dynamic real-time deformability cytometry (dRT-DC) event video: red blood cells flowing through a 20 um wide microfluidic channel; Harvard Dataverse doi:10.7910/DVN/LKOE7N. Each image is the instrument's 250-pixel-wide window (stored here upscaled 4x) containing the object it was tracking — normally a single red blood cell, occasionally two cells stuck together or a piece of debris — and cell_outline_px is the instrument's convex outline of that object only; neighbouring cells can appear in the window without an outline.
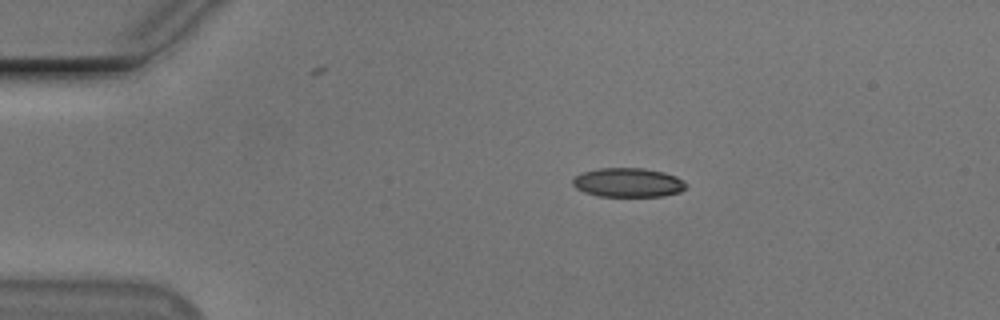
{"species": "Egyptian fruit bat (a non-hibernating species)", "species_latin": "Rousettus aegyptiacus", "temperature_condition": "cold", "stored_images_in_passage": 4, "camera_frame_rate_fps": 3000, "um_per_image_px": 0.085, "animal": {"sex": "male"}, "frame": {"image": 1, "passage_image": 1, "time_ms": 0.0, "image_size_px": [1000, 320], "cell_outline_px": [[688, 188], [680, 192], [664, 196], [596, 196], [584, 192], [576, 188], [572, 184], [572, 180], [576, 176], [584, 172], [600, 168], [644, 168], [664, 172], [676, 176], [684, 180], [688, 184]], "centroid_in_image_um": [53.44, 15.52], "position_along_channel_um": 31.6, "area_um2": 19.42}}
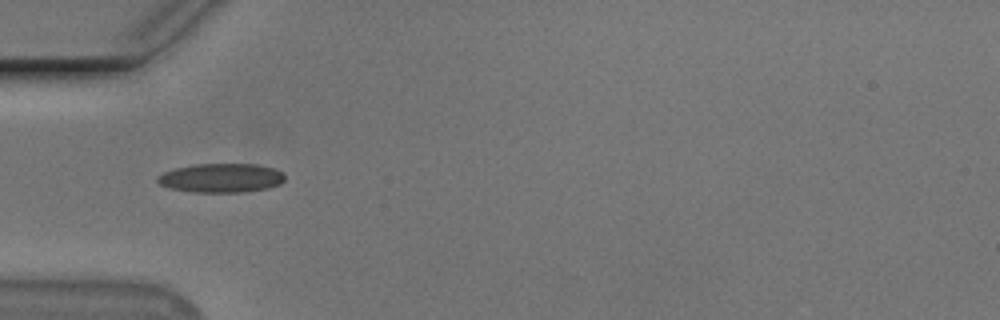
{"frame": {"image": 2, "passage_image": 3, "time_ms": 2.333, "image_size_px": [1000, 320], "cell_outline_px": [[284, 180], [280, 184], [268, 188], [244, 192], [192, 192], [168, 188], [160, 184], [156, 180], [156, 176], [164, 172], [176, 168], [196, 164], [256, 164], [272, 168], [280, 172], [284, 176]], "centroid_in_image_um": [18.76, 15.13], "position_along_channel_um": 66.2, "area_um2": 21.5}}
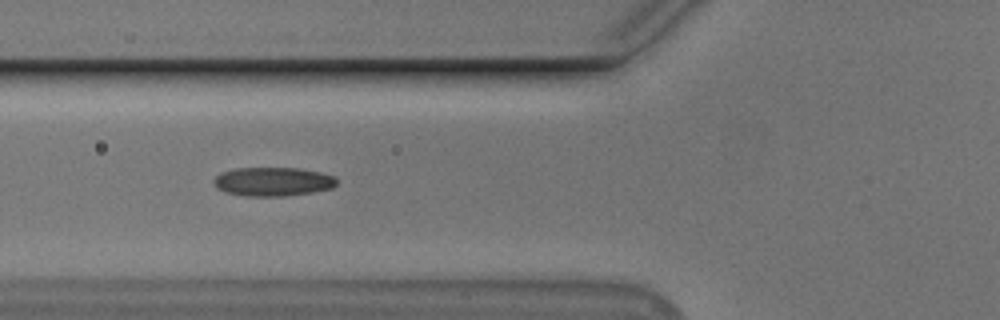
{"frame": {"image": 3, "passage_image": 4, "time_ms": 3.333, "image_size_px": [1000, 320], "cell_outline_px": [[336, 184], [332, 188], [312, 192], [284, 196], [244, 196], [224, 192], [216, 188], [212, 184], [212, 180], [220, 172], [236, 168], [300, 168], [320, 172], [336, 176]], "centroid_in_image_um": [23.15, 15.44], "position_along_channel_um": 102.6, "area_um2": 20.92}}